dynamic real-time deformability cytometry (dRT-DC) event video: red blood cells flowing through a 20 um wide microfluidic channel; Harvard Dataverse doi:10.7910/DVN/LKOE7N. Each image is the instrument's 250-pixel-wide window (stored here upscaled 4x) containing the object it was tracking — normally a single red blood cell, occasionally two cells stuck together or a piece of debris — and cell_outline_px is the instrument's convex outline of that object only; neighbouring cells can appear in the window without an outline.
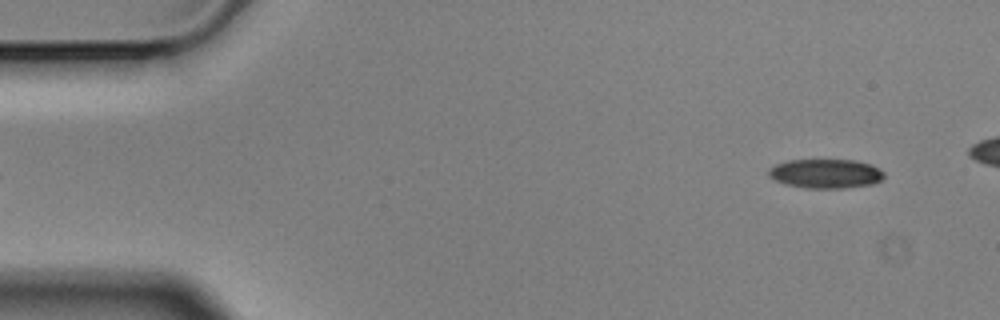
{"species": "Egyptian fruit bat (a non-hibernating species)", "species_latin": "Rousettus aegyptiacus", "temperature_condition": "cold", "stored_images_in_passage": 5, "camera_frame_rate_fps": 3000, "um_per_image_px": 0.085, "animal": {"sex": "male"}, "frame": {"image": 1, "passage_image": 5, "time_ms": 1.333, "image_size_px": [1000, 320], "cell_outline_px": [[884, 176], [880, 180], [872, 184], [844, 188], [804, 188], [784, 184], [768, 176], [768, 168], [776, 164], [788, 160], [852, 160], [872, 164], [880, 168], [884, 172]], "centroid_in_image_um": [70.17, 14.76], "position_along_channel_um": 14.8, "area_um2": 19.77}}